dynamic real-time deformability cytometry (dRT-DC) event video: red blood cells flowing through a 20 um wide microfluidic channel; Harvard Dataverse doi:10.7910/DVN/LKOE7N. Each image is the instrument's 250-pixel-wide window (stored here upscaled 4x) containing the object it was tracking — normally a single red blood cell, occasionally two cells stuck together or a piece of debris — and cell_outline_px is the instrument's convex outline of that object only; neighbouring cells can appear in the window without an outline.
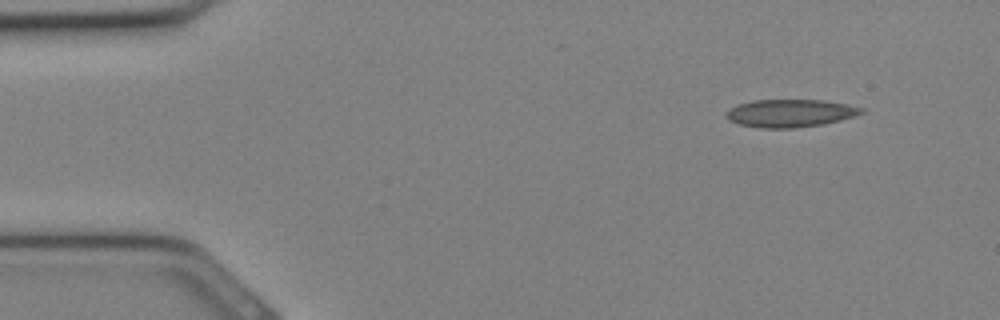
{"species": "Egyptian fruit bat (a non-hibernating species)", "species_latin": "Rousettus aegyptiacus", "temperature_condition": "cold", "stored_images_in_passage": 8, "camera_frame_rate_fps": 3000, "um_per_image_px": 0.085, "animal": {"sex": "female"}, "frame": {"image": 1, "passage_image": 1, "time_ms": 0.0, "image_size_px": [1000, 320], "cell_outline_px": [[864, 112], [856, 116], [824, 124], [792, 128], [760, 128], [740, 124], [728, 120], [724, 116], [724, 112], [740, 104], [752, 100], [824, 100], [848, 104], [864, 108]], "centroid_in_image_um": [67.18, 9.62], "position_along_channel_um": 17.8, "area_um2": 21.96}}